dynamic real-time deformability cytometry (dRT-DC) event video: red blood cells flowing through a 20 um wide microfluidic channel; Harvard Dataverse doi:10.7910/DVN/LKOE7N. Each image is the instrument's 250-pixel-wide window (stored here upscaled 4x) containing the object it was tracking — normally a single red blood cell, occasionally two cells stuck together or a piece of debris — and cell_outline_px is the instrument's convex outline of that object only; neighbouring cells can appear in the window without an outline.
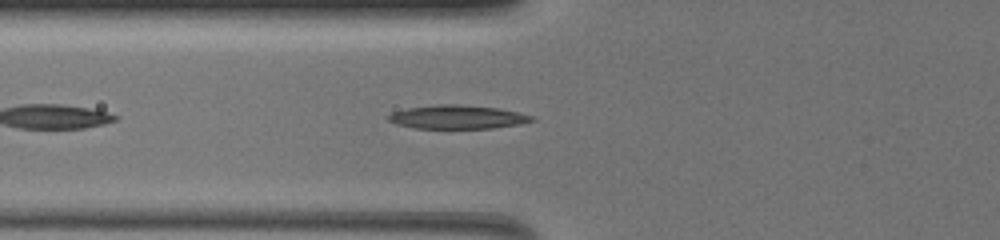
{"species": "common noctule bat (a hibernating species)", "species_latin": "Nyctalus noctula", "temperature_condition": "warm", "stored_images_in_passage": 29, "camera_frame_rate_fps": 3000, "um_per_image_px": 0.085, "animal": {"sex": "female", "body_mass_g": 19.5, "forearm_length_mm": 54.1}, "frame": {"image": 1, "passage_image": 6, "time_ms": 1.667, "image_size_px": [1000, 240], "cell_outline_px": [[536, 120], [520, 124], [492, 128], [412, 128], [396, 124], [388, 120], [388, 116], [392, 112], [408, 108], [436, 104], [456, 104], [496, 108], [520, 112], [532, 116]], "centroid_in_image_um": [38.88, 9.95], "position_along_channel_um": 86.9, "area_um2": 19.71}}
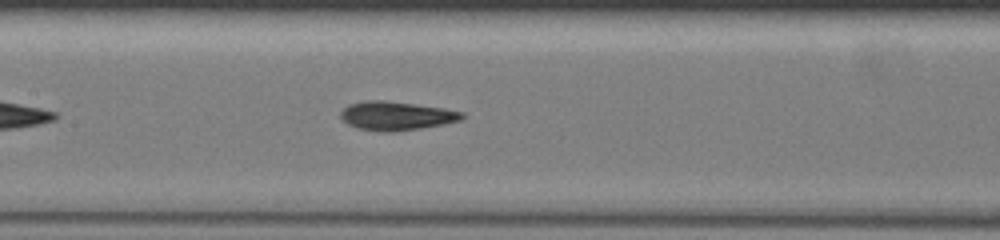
{"frame": {"image": 2, "passage_image": 14, "time_ms": 4.333, "image_size_px": [1000, 240], "cell_outline_px": [[464, 116], [460, 120], [444, 124], [396, 132], [380, 132], [356, 128], [340, 120], [340, 112], [348, 104], [364, 100], [384, 100], [444, 108], [464, 112]], "centroid_in_image_um": [33.63, 9.85], "position_along_channel_um": 173.8, "area_um2": 20.58}}
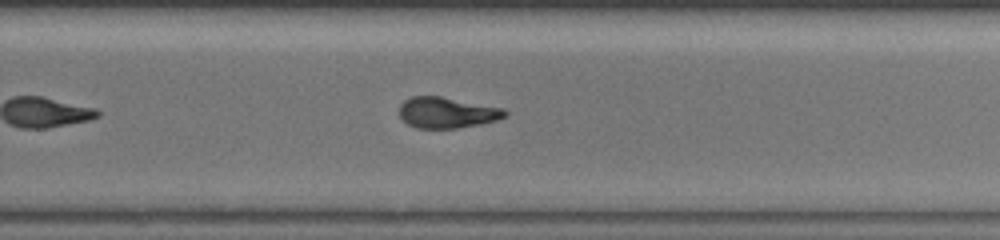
{"frame": {"image": 3, "passage_image": 25, "time_ms": 8.0, "image_size_px": [1000, 240], "cell_outline_px": [[508, 116], [496, 120], [480, 124], [456, 128], [416, 128], [408, 124], [400, 116], [400, 104], [404, 100], [412, 96], [440, 96], [504, 108], [508, 112]], "centroid_in_image_um": [38.01, 9.57], "position_along_channel_um": 291.8, "area_um2": 19.02}}